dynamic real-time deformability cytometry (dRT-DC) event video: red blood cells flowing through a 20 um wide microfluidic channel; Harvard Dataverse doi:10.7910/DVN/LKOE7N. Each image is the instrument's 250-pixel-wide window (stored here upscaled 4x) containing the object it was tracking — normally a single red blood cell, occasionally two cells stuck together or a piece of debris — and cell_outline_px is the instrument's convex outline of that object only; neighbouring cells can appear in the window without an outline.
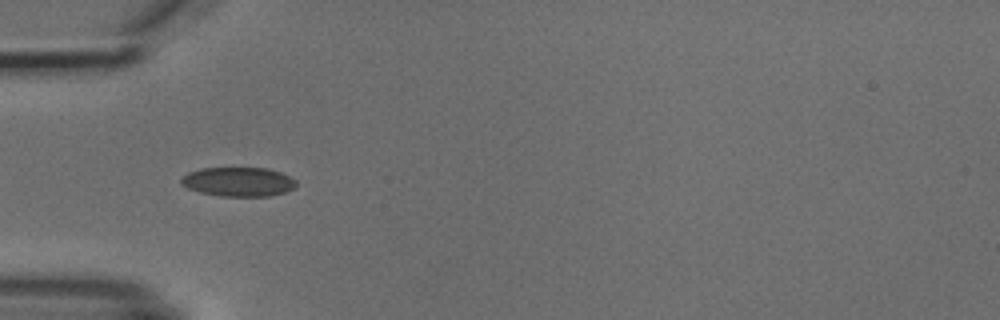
{"species": "common noctule bat (a hibernating species)", "species_latin": "Nyctalus noctula", "temperature_condition": "cold", "stored_images_in_passage": 5, "camera_frame_rate_fps": 3000, "um_per_image_px": 0.085, "animal": {"sex": "male", "body_mass_g": 18.8}, "frame": {"image": 1, "passage_image": 3, "time_ms": 2.333, "image_size_px": [1000, 320], "cell_outline_px": [[296, 184], [292, 188], [284, 192], [272, 196], [220, 196], [200, 192], [188, 188], [180, 184], [180, 180], [188, 172], [200, 168], [264, 168], [280, 172], [296, 180]], "centroid_in_image_um": [20.23, 15.45], "position_along_channel_um": 64.8, "area_um2": 19.48}}
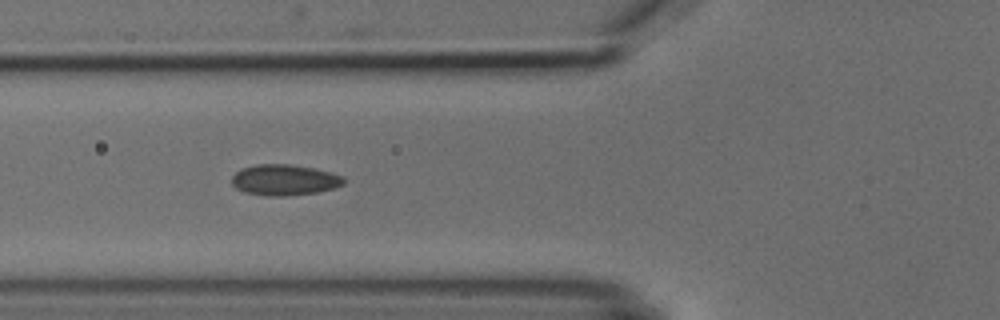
{"frame": {"image": 2, "passage_image": 4, "time_ms": 3.333, "image_size_px": [1000, 320], "cell_outline_px": [[348, 180], [344, 184], [332, 188], [316, 192], [284, 196], [268, 196], [244, 192], [236, 188], [232, 184], [232, 176], [240, 168], [256, 164], [288, 164], [312, 168], [332, 172], [344, 176]], "centroid_in_image_um": [24.18, 15.29], "position_along_channel_um": 101.6, "area_um2": 20.23}}
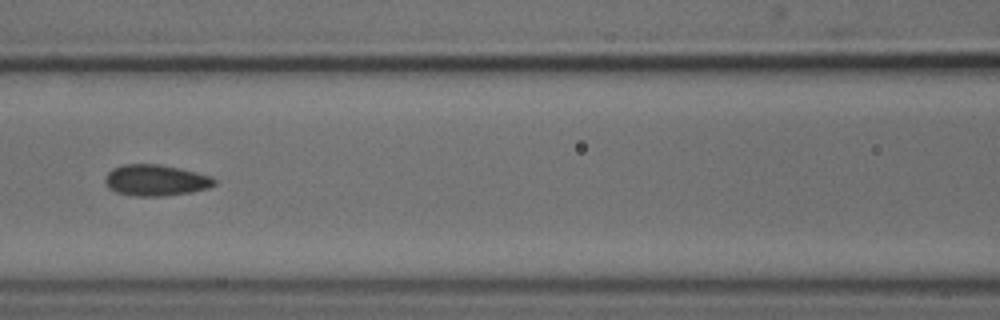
{"frame": {"image": 3, "passage_image": 5, "time_ms": 4.667, "image_size_px": [1000, 320], "cell_outline_px": [[216, 184], [208, 188], [192, 192], [164, 196], [132, 196], [116, 192], [108, 188], [104, 180], [108, 172], [112, 168], [124, 164], [160, 164], [180, 168], [212, 176], [216, 180]], "centroid_in_image_um": [13.24, 15.32], "position_along_channel_um": 153.4, "area_um2": 20.06}}